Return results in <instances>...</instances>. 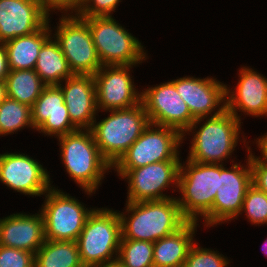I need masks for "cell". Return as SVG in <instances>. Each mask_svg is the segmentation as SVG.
<instances>
[{"label": "cell", "mask_w": 267, "mask_h": 267, "mask_svg": "<svg viewBox=\"0 0 267 267\" xmlns=\"http://www.w3.org/2000/svg\"><path fill=\"white\" fill-rule=\"evenodd\" d=\"M34 70L46 86L60 85L73 75L61 47L53 35L40 49Z\"/></svg>", "instance_id": "cell-24"}, {"label": "cell", "mask_w": 267, "mask_h": 267, "mask_svg": "<svg viewBox=\"0 0 267 267\" xmlns=\"http://www.w3.org/2000/svg\"><path fill=\"white\" fill-rule=\"evenodd\" d=\"M10 68L7 51L3 43H0V80L6 81Z\"/></svg>", "instance_id": "cell-35"}, {"label": "cell", "mask_w": 267, "mask_h": 267, "mask_svg": "<svg viewBox=\"0 0 267 267\" xmlns=\"http://www.w3.org/2000/svg\"><path fill=\"white\" fill-rule=\"evenodd\" d=\"M121 219V239L152 243L181 229L188 220L182 215L176 197L164 200L126 202Z\"/></svg>", "instance_id": "cell-2"}, {"label": "cell", "mask_w": 267, "mask_h": 267, "mask_svg": "<svg viewBox=\"0 0 267 267\" xmlns=\"http://www.w3.org/2000/svg\"><path fill=\"white\" fill-rule=\"evenodd\" d=\"M105 113L110 114L98 121L95 118L91 131L99 152L113 166L140 137L150 121L142 102L128 109Z\"/></svg>", "instance_id": "cell-5"}, {"label": "cell", "mask_w": 267, "mask_h": 267, "mask_svg": "<svg viewBox=\"0 0 267 267\" xmlns=\"http://www.w3.org/2000/svg\"><path fill=\"white\" fill-rule=\"evenodd\" d=\"M230 259L218 250L203 248L195 242L190 248L183 267H230Z\"/></svg>", "instance_id": "cell-30"}, {"label": "cell", "mask_w": 267, "mask_h": 267, "mask_svg": "<svg viewBox=\"0 0 267 267\" xmlns=\"http://www.w3.org/2000/svg\"><path fill=\"white\" fill-rule=\"evenodd\" d=\"M38 31L30 35L16 37L4 44L10 70H34L39 51L52 36L50 20Z\"/></svg>", "instance_id": "cell-23"}, {"label": "cell", "mask_w": 267, "mask_h": 267, "mask_svg": "<svg viewBox=\"0 0 267 267\" xmlns=\"http://www.w3.org/2000/svg\"><path fill=\"white\" fill-rule=\"evenodd\" d=\"M181 161H162L133 169H112L120 180L127 182L126 202L174 198L165 190L177 192ZM174 187L176 189H174Z\"/></svg>", "instance_id": "cell-12"}, {"label": "cell", "mask_w": 267, "mask_h": 267, "mask_svg": "<svg viewBox=\"0 0 267 267\" xmlns=\"http://www.w3.org/2000/svg\"><path fill=\"white\" fill-rule=\"evenodd\" d=\"M246 163L231 159L232 166L220 164L217 194L211 211L202 219L204 228H211L237 220L248 188L252 185L250 148L246 151ZM229 221V222H228Z\"/></svg>", "instance_id": "cell-8"}, {"label": "cell", "mask_w": 267, "mask_h": 267, "mask_svg": "<svg viewBox=\"0 0 267 267\" xmlns=\"http://www.w3.org/2000/svg\"><path fill=\"white\" fill-rule=\"evenodd\" d=\"M26 127L36 131L31 119V107L7 97L0 103V137L17 134Z\"/></svg>", "instance_id": "cell-27"}, {"label": "cell", "mask_w": 267, "mask_h": 267, "mask_svg": "<svg viewBox=\"0 0 267 267\" xmlns=\"http://www.w3.org/2000/svg\"><path fill=\"white\" fill-rule=\"evenodd\" d=\"M153 247L150 241L121 239L117 262L122 267H154Z\"/></svg>", "instance_id": "cell-28"}, {"label": "cell", "mask_w": 267, "mask_h": 267, "mask_svg": "<svg viewBox=\"0 0 267 267\" xmlns=\"http://www.w3.org/2000/svg\"><path fill=\"white\" fill-rule=\"evenodd\" d=\"M39 210L44 218L46 240L77 241L88 215L95 207L87 205L62 189L52 187L43 195Z\"/></svg>", "instance_id": "cell-9"}, {"label": "cell", "mask_w": 267, "mask_h": 267, "mask_svg": "<svg viewBox=\"0 0 267 267\" xmlns=\"http://www.w3.org/2000/svg\"><path fill=\"white\" fill-rule=\"evenodd\" d=\"M42 212L12 213L0 218V245L36 253L45 241Z\"/></svg>", "instance_id": "cell-21"}, {"label": "cell", "mask_w": 267, "mask_h": 267, "mask_svg": "<svg viewBox=\"0 0 267 267\" xmlns=\"http://www.w3.org/2000/svg\"><path fill=\"white\" fill-rule=\"evenodd\" d=\"M147 87L142 90L141 102L150 123L170 127L183 134L196 119L178 94L174 83L168 80Z\"/></svg>", "instance_id": "cell-14"}, {"label": "cell", "mask_w": 267, "mask_h": 267, "mask_svg": "<svg viewBox=\"0 0 267 267\" xmlns=\"http://www.w3.org/2000/svg\"><path fill=\"white\" fill-rule=\"evenodd\" d=\"M183 135L176 129L149 123L112 169H133L162 161H181Z\"/></svg>", "instance_id": "cell-11"}, {"label": "cell", "mask_w": 267, "mask_h": 267, "mask_svg": "<svg viewBox=\"0 0 267 267\" xmlns=\"http://www.w3.org/2000/svg\"><path fill=\"white\" fill-rule=\"evenodd\" d=\"M5 82L7 97L30 107L46 86L35 70H10Z\"/></svg>", "instance_id": "cell-26"}, {"label": "cell", "mask_w": 267, "mask_h": 267, "mask_svg": "<svg viewBox=\"0 0 267 267\" xmlns=\"http://www.w3.org/2000/svg\"><path fill=\"white\" fill-rule=\"evenodd\" d=\"M50 28L73 74L94 75L102 63L94 46L88 23L78 15H59ZM53 28V29H52Z\"/></svg>", "instance_id": "cell-10"}, {"label": "cell", "mask_w": 267, "mask_h": 267, "mask_svg": "<svg viewBox=\"0 0 267 267\" xmlns=\"http://www.w3.org/2000/svg\"><path fill=\"white\" fill-rule=\"evenodd\" d=\"M244 213L251 225H267V193L251 185L246 192L239 215Z\"/></svg>", "instance_id": "cell-29"}, {"label": "cell", "mask_w": 267, "mask_h": 267, "mask_svg": "<svg viewBox=\"0 0 267 267\" xmlns=\"http://www.w3.org/2000/svg\"><path fill=\"white\" fill-rule=\"evenodd\" d=\"M198 222L188 221L177 232L154 242V267H183L188 252L196 242Z\"/></svg>", "instance_id": "cell-22"}, {"label": "cell", "mask_w": 267, "mask_h": 267, "mask_svg": "<svg viewBox=\"0 0 267 267\" xmlns=\"http://www.w3.org/2000/svg\"><path fill=\"white\" fill-rule=\"evenodd\" d=\"M51 180L47 168L30 155L20 151L0 154V183L13 192L42 197L52 187Z\"/></svg>", "instance_id": "cell-13"}, {"label": "cell", "mask_w": 267, "mask_h": 267, "mask_svg": "<svg viewBox=\"0 0 267 267\" xmlns=\"http://www.w3.org/2000/svg\"><path fill=\"white\" fill-rule=\"evenodd\" d=\"M122 0H82L79 17L112 16Z\"/></svg>", "instance_id": "cell-32"}, {"label": "cell", "mask_w": 267, "mask_h": 267, "mask_svg": "<svg viewBox=\"0 0 267 267\" xmlns=\"http://www.w3.org/2000/svg\"><path fill=\"white\" fill-rule=\"evenodd\" d=\"M31 119L34 129L42 136L57 138L76 131L71 122L64 95L58 85L45 86L31 106Z\"/></svg>", "instance_id": "cell-18"}, {"label": "cell", "mask_w": 267, "mask_h": 267, "mask_svg": "<svg viewBox=\"0 0 267 267\" xmlns=\"http://www.w3.org/2000/svg\"><path fill=\"white\" fill-rule=\"evenodd\" d=\"M65 172L84 194L92 197L112 166L103 158L91 129H77L56 138ZM101 185V186H100Z\"/></svg>", "instance_id": "cell-3"}, {"label": "cell", "mask_w": 267, "mask_h": 267, "mask_svg": "<svg viewBox=\"0 0 267 267\" xmlns=\"http://www.w3.org/2000/svg\"><path fill=\"white\" fill-rule=\"evenodd\" d=\"M171 81L195 119L217 116L226 110V83L223 81L212 76L199 78L195 75L177 77Z\"/></svg>", "instance_id": "cell-17"}, {"label": "cell", "mask_w": 267, "mask_h": 267, "mask_svg": "<svg viewBox=\"0 0 267 267\" xmlns=\"http://www.w3.org/2000/svg\"><path fill=\"white\" fill-rule=\"evenodd\" d=\"M242 123L227 110L217 116L197 118L182 134L183 143L187 135L192 136L186 159L199 163L225 164L234 157L232 154L236 152L238 144L244 143L248 150L252 143L247 141L241 130Z\"/></svg>", "instance_id": "cell-1"}, {"label": "cell", "mask_w": 267, "mask_h": 267, "mask_svg": "<svg viewBox=\"0 0 267 267\" xmlns=\"http://www.w3.org/2000/svg\"><path fill=\"white\" fill-rule=\"evenodd\" d=\"M266 238H267V237H266ZM263 243H264V244L262 245V248H261V249L263 250L262 253H264L265 256H267V239H265Z\"/></svg>", "instance_id": "cell-39"}, {"label": "cell", "mask_w": 267, "mask_h": 267, "mask_svg": "<svg viewBox=\"0 0 267 267\" xmlns=\"http://www.w3.org/2000/svg\"><path fill=\"white\" fill-rule=\"evenodd\" d=\"M250 147V167L252 172V185L267 193V163L255 155ZM253 152V153H252Z\"/></svg>", "instance_id": "cell-34"}, {"label": "cell", "mask_w": 267, "mask_h": 267, "mask_svg": "<svg viewBox=\"0 0 267 267\" xmlns=\"http://www.w3.org/2000/svg\"><path fill=\"white\" fill-rule=\"evenodd\" d=\"M121 237L118 210L95 207L76 241L82 265L99 267L117 261Z\"/></svg>", "instance_id": "cell-4"}, {"label": "cell", "mask_w": 267, "mask_h": 267, "mask_svg": "<svg viewBox=\"0 0 267 267\" xmlns=\"http://www.w3.org/2000/svg\"><path fill=\"white\" fill-rule=\"evenodd\" d=\"M41 9L51 17V14L77 15L82 0H37ZM57 10V11H56ZM52 12V13H51ZM54 12V13H53Z\"/></svg>", "instance_id": "cell-33"}, {"label": "cell", "mask_w": 267, "mask_h": 267, "mask_svg": "<svg viewBox=\"0 0 267 267\" xmlns=\"http://www.w3.org/2000/svg\"><path fill=\"white\" fill-rule=\"evenodd\" d=\"M238 82L230 88L226 84V110L240 122L243 115L263 118L267 116V78L254 68L242 66L238 69ZM240 112V113H238ZM240 114V115H239Z\"/></svg>", "instance_id": "cell-16"}, {"label": "cell", "mask_w": 267, "mask_h": 267, "mask_svg": "<svg viewBox=\"0 0 267 267\" xmlns=\"http://www.w3.org/2000/svg\"><path fill=\"white\" fill-rule=\"evenodd\" d=\"M255 141V142H254ZM254 141H250L252 142L253 144H256V148L254 149H257L260 151V155L259 157L267 163V132L262 134L261 136H259L258 138H254Z\"/></svg>", "instance_id": "cell-36"}, {"label": "cell", "mask_w": 267, "mask_h": 267, "mask_svg": "<svg viewBox=\"0 0 267 267\" xmlns=\"http://www.w3.org/2000/svg\"><path fill=\"white\" fill-rule=\"evenodd\" d=\"M58 86L63 92L71 122L78 129H91L99 116L94 76L73 74Z\"/></svg>", "instance_id": "cell-20"}, {"label": "cell", "mask_w": 267, "mask_h": 267, "mask_svg": "<svg viewBox=\"0 0 267 267\" xmlns=\"http://www.w3.org/2000/svg\"><path fill=\"white\" fill-rule=\"evenodd\" d=\"M48 19L37 0H0V43L35 33Z\"/></svg>", "instance_id": "cell-19"}, {"label": "cell", "mask_w": 267, "mask_h": 267, "mask_svg": "<svg viewBox=\"0 0 267 267\" xmlns=\"http://www.w3.org/2000/svg\"><path fill=\"white\" fill-rule=\"evenodd\" d=\"M34 267H84L76 241L45 240L35 253Z\"/></svg>", "instance_id": "cell-25"}, {"label": "cell", "mask_w": 267, "mask_h": 267, "mask_svg": "<svg viewBox=\"0 0 267 267\" xmlns=\"http://www.w3.org/2000/svg\"><path fill=\"white\" fill-rule=\"evenodd\" d=\"M136 66L104 65L93 75L98 112L128 109L141 103L142 91L131 75Z\"/></svg>", "instance_id": "cell-15"}, {"label": "cell", "mask_w": 267, "mask_h": 267, "mask_svg": "<svg viewBox=\"0 0 267 267\" xmlns=\"http://www.w3.org/2000/svg\"><path fill=\"white\" fill-rule=\"evenodd\" d=\"M99 267H122V266L117 261H115L113 263H107Z\"/></svg>", "instance_id": "cell-38"}, {"label": "cell", "mask_w": 267, "mask_h": 267, "mask_svg": "<svg viewBox=\"0 0 267 267\" xmlns=\"http://www.w3.org/2000/svg\"><path fill=\"white\" fill-rule=\"evenodd\" d=\"M35 254L0 245V267H34Z\"/></svg>", "instance_id": "cell-31"}, {"label": "cell", "mask_w": 267, "mask_h": 267, "mask_svg": "<svg viewBox=\"0 0 267 267\" xmlns=\"http://www.w3.org/2000/svg\"><path fill=\"white\" fill-rule=\"evenodd\" d=\"M82 18L88 23L102 66L141 65L149 59L142 41L116 21L114 15Z\"/></svg>", "instance_id": "cell-7"}, {"label": "cell", "mask_w": 267, "mask_h": 267, "mask_svg": "<svg viewBox=\"0 0 267 267\" xmlns=\"http://www.w3.org/2000/svg\"><path fill=\"white\" fill-rule=\"evenodd\" d=\"M7 98L6 82L0 80V103Z\"/></svg>", "instance_id": "cell-37"}, {"label": "cell", "mask_w": 267, "mask_h": 267, "mask_svg": "<svg viewBox=\"0 0 267 267\" xmlns=\"http://www.w3.org/2000/svg\"><path fill=\"white\" fill-rule=\"evenodd\" d=\"M219 175L220 164L181 160L176 200L188 221L199 223L211 211Z\"/></svg>", "instance_id": "cell-6"}]
</instances>
